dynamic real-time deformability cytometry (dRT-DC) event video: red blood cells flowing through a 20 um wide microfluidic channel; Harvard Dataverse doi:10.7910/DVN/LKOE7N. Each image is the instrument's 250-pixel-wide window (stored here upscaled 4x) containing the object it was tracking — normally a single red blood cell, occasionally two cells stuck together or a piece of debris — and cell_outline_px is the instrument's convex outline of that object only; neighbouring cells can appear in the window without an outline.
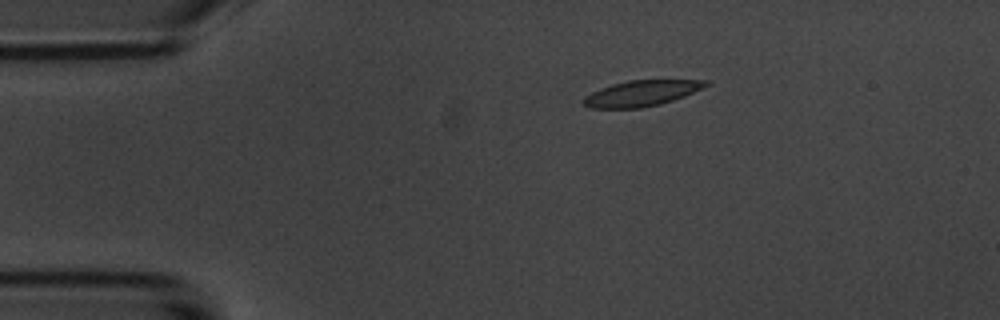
{"species": "common noctule bat (a hibernating species)", "species_latin": "Nyctalus noctula", "temperature_condition": "room temperature", "stored_images_in_passage": 4, "camera_frame_rate_fps": 3000, "um_per_image_px": 0.085, "animal": {"sex": "male", "body_mass_g": 20.1, "forearm_length_mm": 53.5}, "frame": {"image": 1, "passage_image": 3, "time_ms": 2.333, "image_size_px": [1000, 320], "cell_outline_px": [[712, 84], [684, 96], [660, 104], [644, 108], [592, 108], [584, 104], [580, 100], [584, 96], [600, 88], [612, 84], [628, 80], [708, 80]], "centroid_in_image_um": [54.52, 7.93], "position_along_channel_um": 30.5, "area_um2": 18.44}}